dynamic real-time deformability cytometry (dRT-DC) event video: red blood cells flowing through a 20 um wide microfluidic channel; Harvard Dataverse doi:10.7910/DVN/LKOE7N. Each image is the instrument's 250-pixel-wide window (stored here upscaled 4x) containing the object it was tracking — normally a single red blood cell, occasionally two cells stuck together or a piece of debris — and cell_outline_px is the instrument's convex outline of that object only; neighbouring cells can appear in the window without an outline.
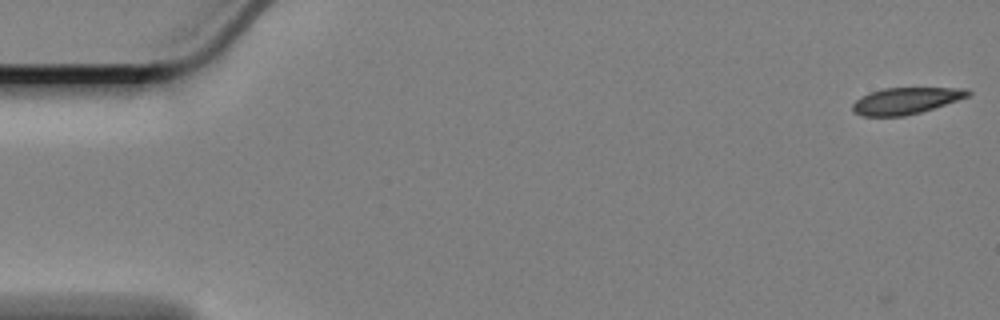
{"species": "Egyptian fruit bat (a non-hibernating species)", "species_latin": "Rousettus aegyptiacus", "temperature_condition": "cold", "stored_images_in_passage": 13, "camera_frame_rate_fps": 3000, "um_per_image_px": 0.085, "animal": {"sex": "female"}, "frame": {"image": 1, "passage_image": 1, "time_ms": 0.0, "image_size_px": [1000, 320], "cell_outline_px": [[972, 92], [968, 96], [920, 112], [904, 116], [860, 116], [852, 112], [852, 104], [856, 100], [872, 92], [884, 88], [968, 88]], "centroid_in_image_um": [76.97, 8.57], "position_along_channel_um": 8.0, "area_um2": 17.57}}
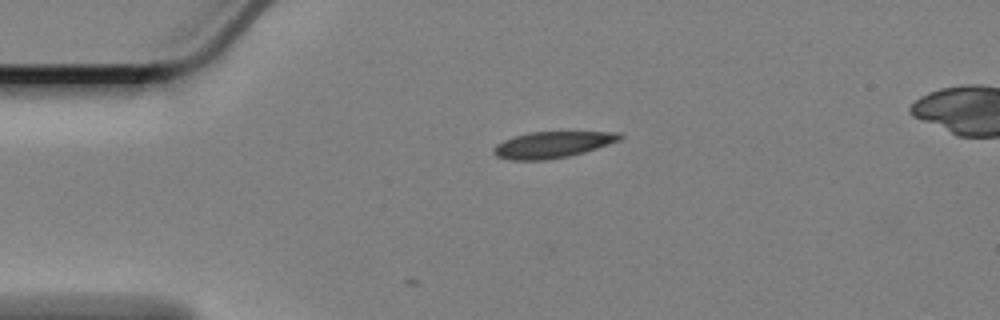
{"frame": {"image": 2, "passage_image": 13, "time_ms": 4.0, "image_size_px": [1000, 320], "cell_outline_px": [[624, 136], [620, 140], [584, 152], [568, 156], [544, 160], [512, 160], [496, 156], [492, 152], [492, 148], [496, 144], [504, 140], [528, 132], [620, 132]], "centroid_in_image_um": [46.93, 12.3], "position_along_channel_um": 38.1, "area_um2": 19.25}}